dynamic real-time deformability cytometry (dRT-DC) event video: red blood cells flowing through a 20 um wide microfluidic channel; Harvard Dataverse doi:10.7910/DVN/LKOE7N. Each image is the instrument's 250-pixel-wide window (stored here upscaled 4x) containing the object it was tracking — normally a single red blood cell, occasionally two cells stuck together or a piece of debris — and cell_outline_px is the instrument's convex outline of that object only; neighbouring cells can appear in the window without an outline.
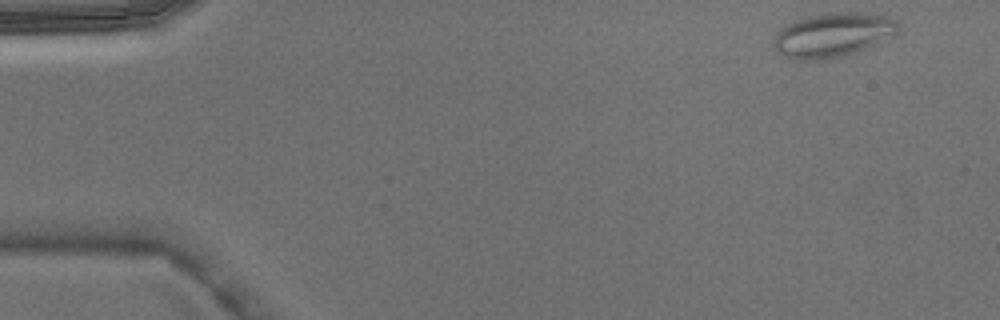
{"species": "Egyptian fruit bat (a non-hibernating species)", "species_latin": "Rousettus aegyptiacus", "temperature_condition": "warm", "stored_images_in_passage": 4, "camera_frame_rate_fps": 3000, "um_per_image_px": 0.085, "animal": {"sex": "male"}, "frame": {"image": 1, "passage_image": 1, "time_ms": 0.0, "image_size_px": [1000, 320], "cell_outline_px": [[900, 32], [856, 52], [840, 56], [820, 60], [796, 60], [772, 48], [772, 44], [780, 28], [792, 20], [808, 16], [828, 12], [860, 12], [888, 16], [896, 20], [900, 24]], "centroid_in_image_um": [70.8, 2.94], "position_along_channel_um": 14.2, "area_um2": 32.19}}